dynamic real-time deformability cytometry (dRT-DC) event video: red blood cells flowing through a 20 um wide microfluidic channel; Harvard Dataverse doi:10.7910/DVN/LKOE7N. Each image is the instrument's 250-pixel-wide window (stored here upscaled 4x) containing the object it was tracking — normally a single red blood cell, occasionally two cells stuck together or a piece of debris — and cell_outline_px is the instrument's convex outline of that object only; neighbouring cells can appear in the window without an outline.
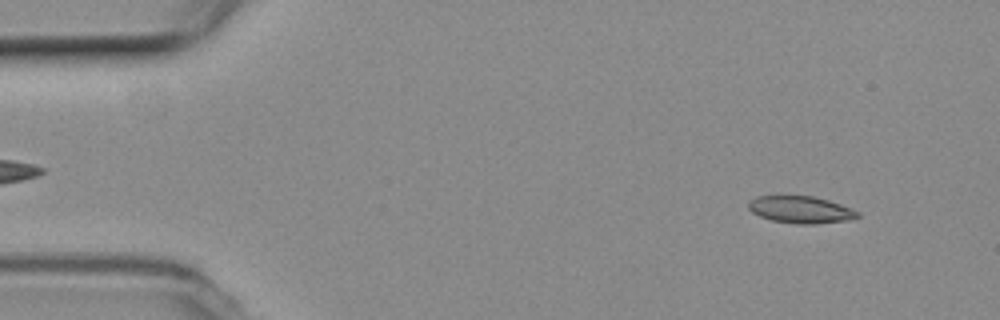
{"species": "common noctule bat (a hibernating species)", "species_latin": "Nyctalus noctula", "temperature_condition": "room temperature", "stored_images_in_passage": 53, "camera_frame_rate_fps": 3000, "um_per_image_px": 0.085, "animal": {"sex": "female", "body_mass_g": 19.3, "forearm_length_mm": 54.1}, "frame": {"image": 1, "passage_image": 4, "time_ms": 1.0, "image_size_px": [1000, 320], "cell_outline_px": [[860, 216], [852, 220], [816, 224], [796, 224], [772, 220], [760, 216], [752, 212], [748, 208], [748, 200], [756, 196], [812, 196], [828, 200], [840, 204], [860, 212]], "centroid_in_image_um": [68.07, 17.83], "position_along_channel_um": 16.9, "area_um2": 17.34}}
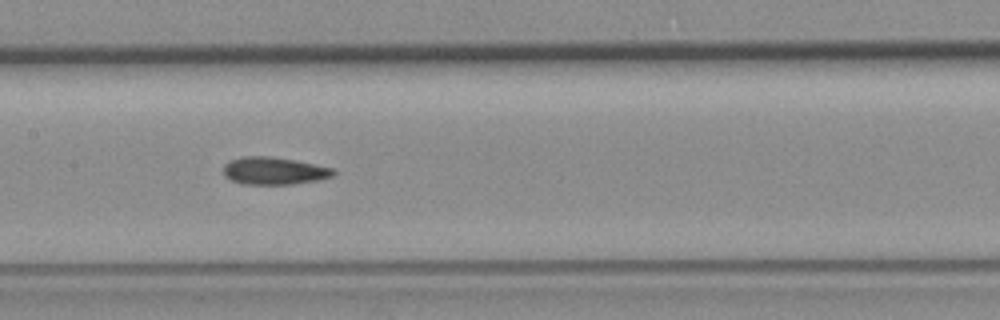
{"frame": {"image": 2, "passage_image": 25, "time_ms": 8.0, "image_size_px": [1000, 320], "cell_outline_px": [[336, 176], [320, 180], [292, 184], [244, 184], [232, 180], [224, 176], [224, 164], [228, 160], [244, 156], [268, 156], [292, 160], [336, 168]], "centroid_in_image_um": [23.33, 14.52], "position_along_channel_um": 184.1, "area_um2": 17.74}}
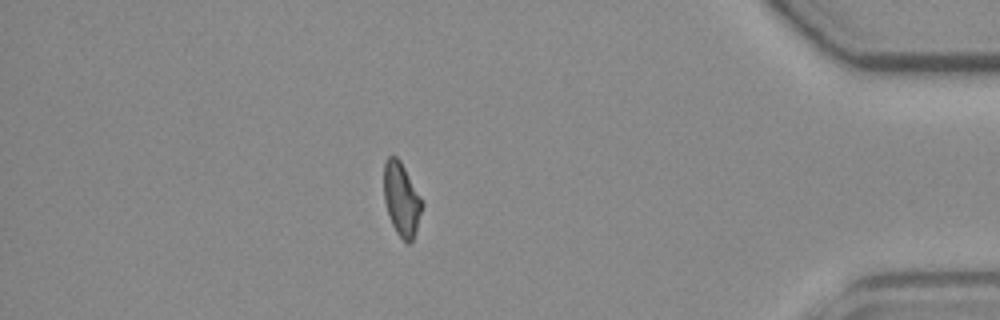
{"frame": {"image": 3, "passage_image": 46, "time_ms": 15.0, "image_size_px": [1000, 320], "cell_outline_px": [[424, 204], [412, 240], [408, 244], [396, 232], [392, 224], [384, 200], [384, 164], [388, 156], [396, 156], [400, 160]], "centroid_in_image_um": [34.12, 16.92], "position_along_channel_um": 401.1, "area_um2": 15.95}, "authors_computed_cell_mechanics": {"area_um2": 17.34, "velocity_mm_per_s": 3.7466, "shape_relaxation_time_tau1_ms": null, "shape_relaxation_time_tau2_ms": 4.1533, "deformation_change_tau1": null, "deformation_change_tau2": 0.1179}}